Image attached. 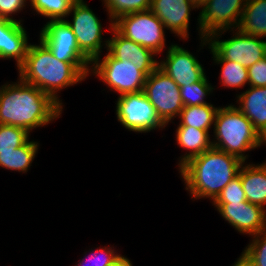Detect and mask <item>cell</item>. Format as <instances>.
I'll return each mask as SVG.
<instances>
[{
    "instance_id": "2e32d148",
    "label": "cell",
    "mask_w": 266,
    "mask_h": 266,
    "mask_svg": "<svg viewBox=\"0 0 266 266\" xmlns=\"http://www.w3.org/2000/svg\"><path fill=\"white\" fill-rule=\"evenodd\" d=\"M196 7L189 0H151L150 10L181 38H188L189 14Z\"/></svg>"
},
{
    "instance_id": "ffe728a7",
    "label": "cell",
    "mask_w": 266,
    "mask_h": 266,
    "mask_svg": "<svg viewBox=\"0 0 266 266\" xmlns=\"http://www.w3.org/2000/svg\"><path fill=\"white\" fill-rule=\"evenodd\" d=\"M176 140L179 146L190 152L185 154L179 164L181 167L191 158L202 154L212 147L209 133L206 130L197 129L190 126H178L176 130Z\"/></svg>"
},
{
    "instance_id": "44dd1931",
    "label": "cell",
    "mask_w": 266,
    "mask_h": 266,
    "mask_svg": "<svg viewBox=\"0 0 266 266\" xmlns=\"http://www.w3.org/2000/svg\"><path fill=\"white\" fill-rule=\"evenodd\" d=\"M236 29L249 36L266 37V0H247Z\"/></svg>"
},
{
    "instance_id": "7c38bea8",
    "label": "cell",
    "mask_w": 266,
    "mask_h": 266,
    "mask_svg": "<svg viewBox=\"0 0 266 266\" xmlns=\"http://www.w3.org/2000/svg\"><path fill=\"white\" fill-rule=\"evenodd\" d=\"M246 2L247 0H207L198 17L200 38H208L220 31L222 33L232 25L233 28H238Z\"/></svg>"
},
{
    "instance_id": "e0dca14e",
    "label": "cell",
    "mask_w": 266,
    "mask_h": 266,
    "mask_svg": "<svg viewBox=\"0 0 266 266\" xmlns=\"http://www.w3.org/2000/svg\"><path fill=\"white\" fill-rule=\"evenodd\" d=\"M28 38L20 21L3 19L0 22V58H14L19 67L25 60Z\"/></svg>"
},
{
    "instance_id": "5b68a950",
    "label": "cell",
    "mask_w": 266,
    "mask_h": 266,
    "mask_svg": "<svg viewBox=\"0 0 266 266\" xmlns=\"http://www.w3.org/2000/svg\"><path fill=\"white\" fill-rule=\"evenodd\" d=\"M113 27L124 37L159 54L165 47L164 25L149 9L123 15Z\"/></svg>"
},
{
    "instance_id": "cb8c5ba5",
    "label": "cell",
    "mask_w": 266,
    "mask_h": 266,
    "mask_svg": "<svg viewBox=\"0 0 266 266\" xmlns=\"http://www.w3.org/2000/svg\"><path fill=\"white\" fill-rule=\"evenodd\" d=\"M213 60L218 64H223L220 77L222 86L240 89L246 83H249L247 68L240 63L224 59Z\"/></svg>"
},
{
    "instance_id": "7a4b0ae2",
    "label": "cell",
    "mask_w": 266,
    "mask_h": 266,
    "mask_svg": "<svg viewBox=\"0 0 266 266\" xmlns=\"http://www.w3.org/2000/svg\"><path fill=\"white\" fill-rule=\"evenodd\" d=\"M244 162L224 151L211 147L197 155L179 169L193 198H210L213 201L238 175Z\"/></svg>"
},
{
    "instance_id": "d4e9b609",
    "label": "cell",
    "mask_w": 266,
    "mask_h": 266,
    "mask_svg": "<svg viewBox=\"0 0 266 266\" xmlns=\"http://www.w3.org/2000/svg\"><path fill=\"white\" fill-rule=\"evenodd\" d=\"M75 0H30V4L37 14L51 20H63L70 14V9Z\"/></svg>"
},
{
    "instance_id": "3957f363",
    "label": "cell",
    "mask_w": 266,
    "mask_h": 266,
    "mask_svg": "<svg viewBox=\"0 0 266 266\" xmlns=\"http://www.w3.org/2000/svg\"><path fill=\"white\" fill-rule=\"evenodd\" d=\"M18 70L19 79L36 86L61 107L57 91L86 78L72 63L56 59L41 40L39 45L29 44L25 60Z\"/></svg>"
},
{
    "instance_id": "d6a6232c",
    "label": "cell",
    "mask_w": 266,
    "mask_h": 266,
    "mask_svg": "<svg viewBox=\"0 0 266 266\" xmlns=\"http://www.w3.org/2000/svg\"><path fill=\"white\" fill-rule=\"evenodd\" d=\"M25 5L26 0H0V16L3 19L17 21L16 19H13V17H10V15L22 10Z\"/></svg>"
},
{
    "instance_id": "30bf717a",
    "label": "cell",
    "mask_w": 266,
    "mask_h": 266,
    "mask_svg": "<svg viewBox=\"0 0 266 266\" xmlns=\"http://www.w3.org/2000/svg\"><path fill=\"white\" fill-rule=\"evenodd\" d=\"M143 92L166 125L184 107L180 87L159 67L146 78Z\"/></svg>"
},
{
    "instance_id": "e575fe53",
    "label": "cell",
    "mask_w": 266,
    "mask_h": 266,
    "mask_svg": "<svg viewBox=\"0 0 266 266\" xmlns=\"http://www.w3.org/2000/svg\"><path fill=\"white\" fill-rule=\"evenodd\" d=\"M111 266H132V263L130 262L129 259L122 256L115 264Z\"/></svg>"
},
{
    "instance_id": "8992f818",
    "label": "cell",
    "mask_w": 266,
    "mask_h": 266,
    "mask_svg": "<svg viewBox=\"0 0 266 266\" xmlns=\"http://www.w3.org/2000/svg\"><path fill=\"white\" fill-rule=\"evenodd\" d=\"M219 34L220 32H216L201 39L203 45L209 43L214 59L230 60L249 68L266 56V41L259 40V37L249 36L238 30L231 39L219 41Z\"/></svg>"
},
{
    "instance_id": "6da1fadb",
    "label": "cell",
    "mask_w": 266,
    "mask_h": 266,
    "mask_svg": "<svg viewBox=\"0 0 266 266\" xmlns=\"http://www.w3.org/2000/svg\"><path fill=\"white\" fill-rule=\"evenodd\" d=\"M19 80L0 87V124L30 132L59 117L62 107L57 102L36 86Z\"/></svg>"
},
{
    "instance_id": "277c9868",
    "label": "cell",
    "mask_w": 266,
    "mask_h": 266,
    "mask_svg": "<svg viewBox=\"0 0 266 266\" xmlns=\"http://www.w3.org/2000/svg\"><path fill=\"white\" fill-rule=\"evenodd\" d=\"M217 142L212 147L233 155L245 162L243 153L259 147L266 140L253 127L251 121L234 105L219 107L214 123Z\"/></svg>"
},
{
    "instance_id": "603a6c76",
    "label": "cell",
    "mask_w": 266,
    "mask_h": 266,
    "mask_svg": "<svg viewBox=\"0 0 266 266\" xmlns=\"http://www.w3.org/2000/svg\"><path fill=\"white\" fill-rule=\"evenodd\" d=\"M38 143L27 141L24 145L16 148L13 152L0 154V166L5 169L27 172L38 149Z\"/></svg>"
},
{
    "instance_id": "ac0fdd59",
    "label": "cell",
    "mask_w": 266,
    "mask_h": 266,
    "mask_svg": "<svg viewBox=\"0 0 266 266\" xmlns=\"http://www.w3.org/2000/svg\"><path fill=\"white\" fill-rule=\"evenodd\" d=\"M237 97L240 103L237 108L266 140V87L250 86L249 90Z\"/></svg>"
},
{
    "instance_id": "4dcf8cb0",
    "label": "cell",
    "mask_w": 266,
    "mask_h": 266,
    "mask_svg": "<svg viewBox=\"0 0 266 266\" xmlns=\"http://www.w3.org/2000/svg\"><path fill=\"white\" fill-rule=\"evenodd\" d=\"M91 252H94L93 254L91 253L89 257L92 264H88V266H111L122 257L121 255L115 254V251L112 248L110 249V247H107V249L106 247L100 248L96 251L91 250ZM83 261L84 259H82V261H80L76 266H86Z\"/></svg>"
},
{
    "instance_id": "5bb4252c",
    "label": "cell",
    "mask_w": 266,
    "mask_h": 266,
    "mask_svg": "<svg viewBox=\"0 0 266 266\" xmlns=\"http://www.w3.org/2000/svg\"><path fill=\"white\" fill-rule=\"evenodd\" d=\"M168 49L166 60L158 67L179 87L200 81L205 76L202 65L189 51L178 45H171Z\"/></svg>"
},
{
    "instance_id": "52a82bcc",
    "label": "cell",
    "mask_w": 266,
    "mask_h": 266,
    "mask_svg": "<svg viewBox=\"0 0 266 266\" xmlns=\"http://www.w3.org/2000/svg\"><path fill=\"white\" fill-rule=\"evenodd\" d=\"M40 40L56 59L72 63L85 77L89 74L91 61L80 51L76 36L65 19L47 22L40 33Z\"/></svg>"
},
{
    "instance_id": "4316f807",
    "label": "cell",
    "mask_w": 266,
    "mask_h": 266,
    "mask_svg": "<svg viewBox=\"0 0 266 266\" xmlns=\"http://www.w3.org/2000/svg\"><path fill=\"white\" fill-rule=\"evenodd\" d=\"M29 133L21 127L0 124V154L13 152L28 141Z\"/></svg>"
},
{
    "instance_id": "83f0119b",
    "label": "cell",
    "mask_w": 266,
    "mask_h": 266,
    "mask_svg": "<svg viewBox=\"0 0 266 266\" xmlns=\"http://www.w3.org/2000/svg\"><path fill=\"white\" fill-rule=\"evenodd\" d=\"M212 86L208 83L206 75L190 85L180 87V96L184 106H197L207 103L204 98L212 92Z\"/></svg>"
},
{
    "instance_id": "484cf974",
    "label": "cell",
    "mask_w": 266,
    "mask_h": 266,
    "mask_svg": "<svg viewBox=\"0 0 266 266\" xmlns=\"http://www.w3.org/2000/svg\"><path fill=\"white\" fill-rule=\"evenodd\" d=\"M104 4L111 17L112 28L113 22L123 15L149 10L151 0H104Z\"/></svg>"
},
{
    "instance_id": "4fadbf2b",
    "label": "cell",
    "mask_w": 266,
    "mask_h": 266,
    "mask_svg": "<svg viewBox=\"0 0 266 266\" xmlns=\"http://www.w3.org/2000/svg\"><path fill=\"white\" fill-rule=\"evenodd\" d=\"M213 204L222 217L240 233L253 236L266 229V211L262 206L248 201Z\"/></svg>"
},
{
    "instance_id": "d6986e66",
    "label": "cell",
    "mask_w": 266,
    "mask_h": 266,
    "mask_svg": "<svg viewBox=\"0 0 266 266\" xmlns=\"http://www.w3.org/2000/svg\"><path fill=\"white\" fill-rule=\"evenodd\" d=\"M239 169L238 175L248 202L259 206L266 205V163L248 164ZM254 165V166H253Z\"/></svg>"
},
{
    "instance_id": "7402d4cb",
    "label": "cell",
    "mask_w": 266,
    "mask_h": 266,
    "mask_svg": "<svg viewBox=\"0 0 266 266\" xmlns=\"http://www.w3.org/2000/svg\"><path fill=\"white\" fill-rule=\"evenodd\" d=\"M219 108L210 104L197 106H184L178 117L179 126H190L209 132V128L215 123V117Z\"/></svg>"
},
{
    "instance_id": "836d02e7",
    "label": "cell",
    "mask_w": 266,
    "mask_h": 266,
    "mask_svg": "<svg viewBox=\"0 0 266 266\" xmlns=\"http://www.w3.org/2000/svg\"><path fill=\"white\" fill-rule=\"evenodd\" d=\"M233 266H254L242 253Z\"/></svg>"
},
{
    "instance_id": "f546056e",
    "label": "cell",
    "mask_w": 266,
    "mask_h": 266,
    "mask_svg": "<svg viewBox=\"0 0 266 266\" xmlns=\"http://www.w3.org/2000/svg\"><path fill=\"white\" fill-rule=\"evenodd\" d=\"M247 201L245 192L240 181V176L237 175L231 182L220 192L213 203H232Z\"/></svg>"
},
{
    "instance_id": "9a60e30c",
    "label": "cell",
    "mask_w": 266,
    "mask_h": 266,
    "mask_svg": "<svg viewBox=\"0 0 266 266\" xmlns=\"http://www.w3.org/2000/svg\"><path fill=\"white\" fill-rule=\"evenodd\" d=\"M113 37L105 41L108 52L115 58L121 61L129 60L133 65L138 67L147 77L158 67L153 56L156 54L151 50L144 48L138 43L122 36L114 27Z\"/></svg>"
},
{
    "instance_id": "1f68e13d",
    "label": "cell",
    "mask_w": 266,
    "mask_h": 266,
    "mask_svg": "<svg viewBox=\"0 0 266 266\" xmlns=\"http://www.w3.org/2000/svg\"><path fill=\"white\" fill-rule=\"evenodd\" d=\"M250 86L266 87V56L247 68Z\"/></svg>"
},
{
    "instance_id": "ba28073f",
    "label": "cell",
    "mask_w": 266,
    "mask_h": 266,
    "mask_svg": "<svg viewBox=\"0 0 266 266\" xmlns=\"http://www.w3.org/2000/svg\"><path fill=\"white\" fill-rule=\"evenodd\" d=\"M91 65H93V74L97 75L111 90L120 93L119 96L144 89L147 76L129 60L115 59L108 52L101 62L98 56L91 62Z\"/></svg>"
},
{
    "instance_id": "9c48e42d",
    "label": "cell",
    "mask_w": 266,
    "mask_h": 266,
    "mask_svg": "<svg viewBox=\"0 0 266 266\" xmlns=\"http://www.w3.org/2000/svg\"><path fill=\"white\" fill-rule=\"evenodd\" d=\"M116 115L126 129L134 132H149L166 126L143 91L119 96Z\"/></svg>"
},
{
    "instance_id": "d590c367",
    "label": "cell",
    "mask_w": 266,
    "mask_h": 266,
    "mask_svg": "<svg viewBox=\"0 0 266 266\" xmlns=\"http://www.w3.org/2000/svg\"><path fill=\"white\" fill-rule=\"evenodd\" d=\"M195 7H202L207 0H189Z\"/></svg>"
},
{
    "instance_id": "8fae6325",
    "label": "cell",
    "mask_w": 266,
    "mask_h": 266,
    "mask_svg": "<svg viewBox=\"0 0 266 266\" xmlns=\"http://www.w3.org/2000/svg\"><path fill=\"white\" fill-rule=\"evenodd\" d=\"M72 22H67L76 36L80 51L92 62L102 49V25L83 0H75L71 6Z\"/></svg>"
},
{
    "instance_id": "f1b7e54d",
    "label": "cell",
    "mask_w": 266,
    "mask_h": 266,
    "mask_svg": "<svg viewBox=\"0 0 266 266\" xmlns=\"http://www.w3.org/2000/svg\"><path fill=\"white\" fill-rule=\"evenodd\" d=\"M253 236L243 254L254 266H266V229Z\"/></svg>"
}]
</instances>
